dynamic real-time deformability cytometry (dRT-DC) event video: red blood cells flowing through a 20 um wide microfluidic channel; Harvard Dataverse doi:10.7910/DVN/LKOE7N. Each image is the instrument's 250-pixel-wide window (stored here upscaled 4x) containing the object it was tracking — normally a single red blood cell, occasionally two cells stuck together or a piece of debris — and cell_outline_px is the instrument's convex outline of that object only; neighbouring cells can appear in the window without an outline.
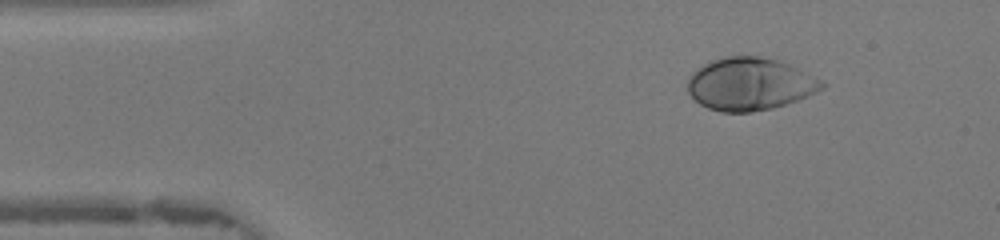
{"species": "human", "species_latin": "Homo sapiens", "temperature_condition": "warm", "stored_images_in_passage": 45, "camera_frame_rate_fps": 3000, "um_per_image_px": 0.085, "donor": {"sex": "female"}, "frame": {"image": 1, "passage_image": 5, "time_ms": 1.333, "image_size_px": [1000, 240], "cell_outline_px": [[828, 84], [824, 88], [808, 96], [772, 108], [752, 112], [720, 112], [708, 108], [700, 104], [688, 92], [688, 80], [692, 72], [704, 64], [712, 60], [728, 56], [756, 56], [776, 60], [788, 64]], "centroid_in_image_um": [63.72, 7.15], "position_along_channel_um": 21.3, "area_um2": 40.75}}
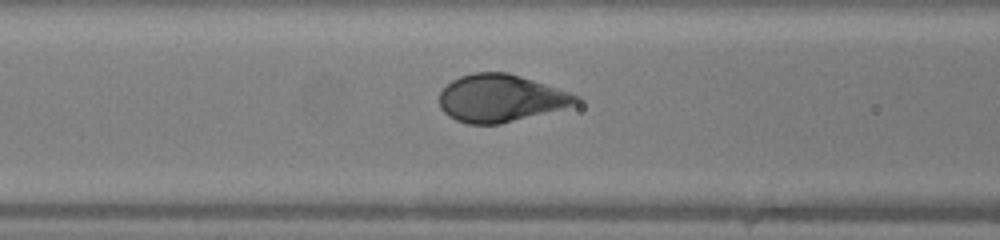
{"frame": {"image": 2, "passage_image": 17, "time_ms": 5.333, "image_size_px": [1000, 240], "cell_outline_px": [[580, 100], [576, 104], [500, 124], [468, 124], [456, 120], [448, 116], [440, 108], [440, 92], [452, 80], [460, 76], [476, 72], [508, 72], [580, 96]], "centroid_in_image_um": [42.5, 8.35], "position_along_channel_um": 124.1, "area_um2": 37.22}}
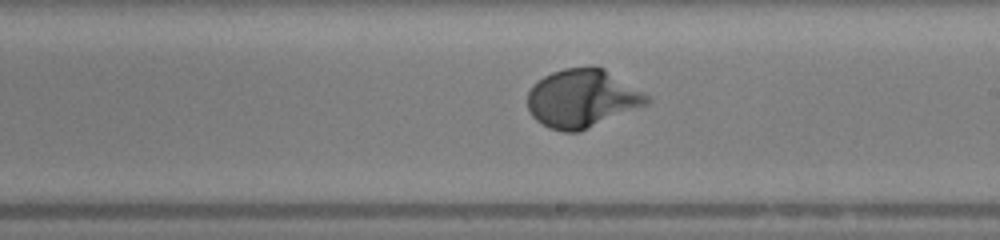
{"frame": {"image": 3, "passage_image": 25, "time_ms": 8.0, "image_size_px": [1000, 240], "cell_outline_px": [[652, 100], [648, 104], [580, 132], [564, 132], [548, 128], [536, 120], [532, 116], [528, 108], [528, 92], [532, 84], [544, 76], [552, 72], [564, 68], [592, 64], [596, 64], [604, 68], [652, 96]], "centroid_in_image_um": [49.51, 8.34], "position_along_channel_um": 239.5, "area_um2": 41.33}, "authors_computed_cell_mechanics": {"area_um2": 39.4774, "velocity_mm_per_s": 4.3362, "shape_relaxation_time_tau1_ms": 2.1947, "shape_relaxation_time_tau2_ms": null, "deformation_change_tau1": 0.1691, "deformation_change_tau2": null}}